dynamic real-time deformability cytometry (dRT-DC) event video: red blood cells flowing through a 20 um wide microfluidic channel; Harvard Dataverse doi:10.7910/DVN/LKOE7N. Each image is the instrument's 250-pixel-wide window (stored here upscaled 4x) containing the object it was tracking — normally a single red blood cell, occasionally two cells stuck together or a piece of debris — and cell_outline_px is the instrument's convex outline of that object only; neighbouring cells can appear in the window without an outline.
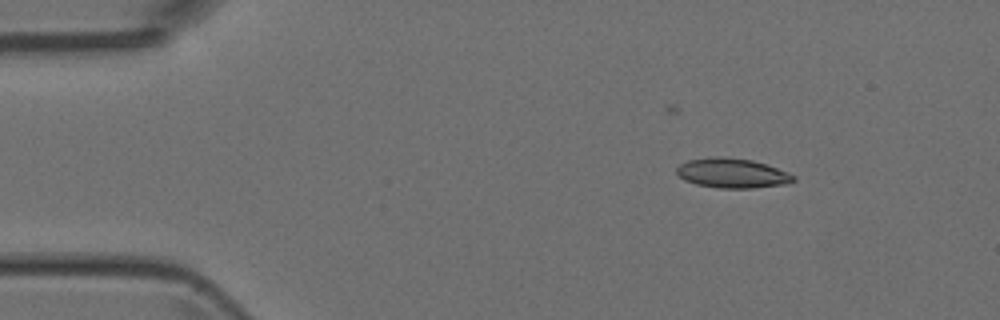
{"species": "Egyptian fruit bat (a non-hibernating species)", "species_latin": "Rousettus aegyptiacus", "temperature_condition": "room temperature", "stored_images_in_passage": 6, "camera_frame_rate_fps": 3000, "um_per_image_px": 0.085, "animal": {"sex": "female"}, "frame": {"image": 1, "passage_image": 4, "time_ms": 3.333, "image_size_px": [1000, 320], "cell_outline_px": [[796, 180], [784, 184], [752, 188], [720, 188], [696, 184], [684, 180], [676, 172], [676, 168], [680, 164], [688, 160], [712, 156], [720, 156], [752, 160], [768, 164], [788, 172], [796, 176]], "centroid_in_image_um": [62.24, 14.71], "position_along_channel_um": 22.8, "area_um2": 20.29}}